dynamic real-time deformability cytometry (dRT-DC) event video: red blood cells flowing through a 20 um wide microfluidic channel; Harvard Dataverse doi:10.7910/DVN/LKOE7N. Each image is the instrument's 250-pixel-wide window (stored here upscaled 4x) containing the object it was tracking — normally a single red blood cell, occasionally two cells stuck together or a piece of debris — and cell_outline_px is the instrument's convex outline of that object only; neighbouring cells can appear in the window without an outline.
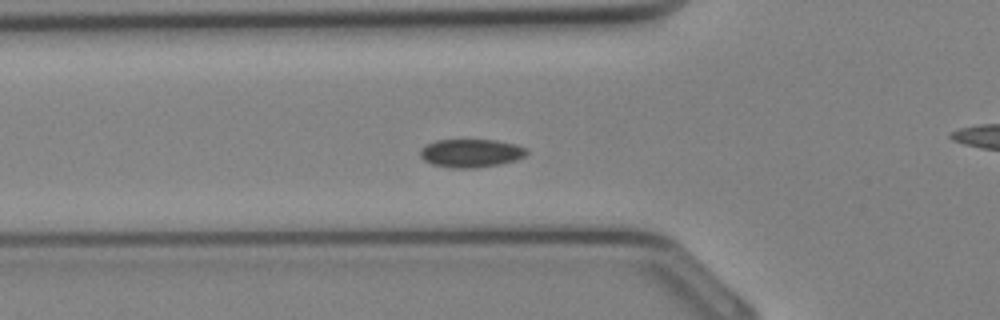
{"species": "Egyptian fruit bat (a non-hibernating species)", "species_latin": "Rousettus aegyptiacus", "temperature_condition": "cold", "stored_images_in_passage": 29, "camera_frame_rate_fps": 3000, "um_per_image_px": 0.085, "animal": {"sex": "female"}, "frame": {"image": 1, "passage_image": 6, "time_ms": 1.667, "image_size_px": [1000, 320], "cell_outline_px": [[528, 152], [524, 156], [516, 160], [500, 164], [476, 168], [452, 168], [432, 164], [424, 160], [420, 156], [420, 148], [424, 144], [436, 140], [496, 140], [516, 144], [528, 148]], "centroid_in_image_um": [40.02, 13.01], "position_along_channel_um": 85.8, "area_um2": 17.74}}
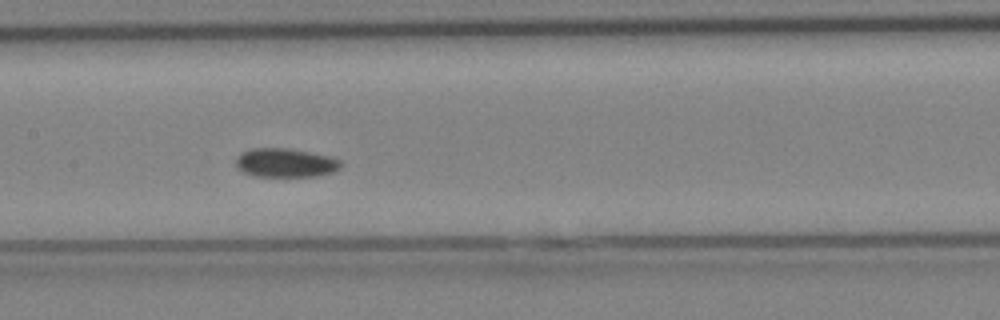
{"frame": {"image": 2, "passage_image": 11, "time_ms": 3.333, "image_size_px": [1000, 320], "cell_outline_px": [[340, 168], [332, 172], [316, 176], [252, 176], [236, 168], [236, 156], [240, 152], [252, 148], [288, 148], [328, 156], [340, 160]], "centroid_in_image_um": [24.2, 13.83], "position_along_channel_um": 183.2, "area_um2": 17.63}}
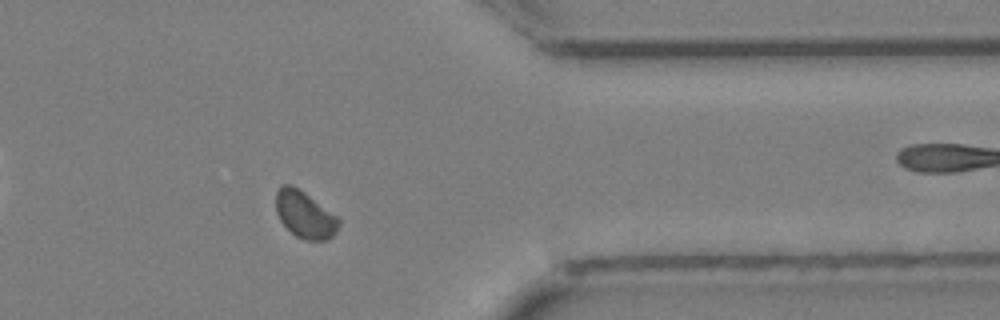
{"frame": {"image": 3, "passage_image": 22, "time_ms": 7.0, "image_size_px": [1000, 320], "cell_outline_px": [[340, 224], [336, 232], [328, 240], [304, 240], [296, 236], [280, 220], [276, 212], [276, 192], [280, 184], [292, 184], [300, 188], [340, 216]], "centroid_in_image_um": [25.95, 18.21], "position_along_channel_um": 385.5, "area_um2": 17.69}}